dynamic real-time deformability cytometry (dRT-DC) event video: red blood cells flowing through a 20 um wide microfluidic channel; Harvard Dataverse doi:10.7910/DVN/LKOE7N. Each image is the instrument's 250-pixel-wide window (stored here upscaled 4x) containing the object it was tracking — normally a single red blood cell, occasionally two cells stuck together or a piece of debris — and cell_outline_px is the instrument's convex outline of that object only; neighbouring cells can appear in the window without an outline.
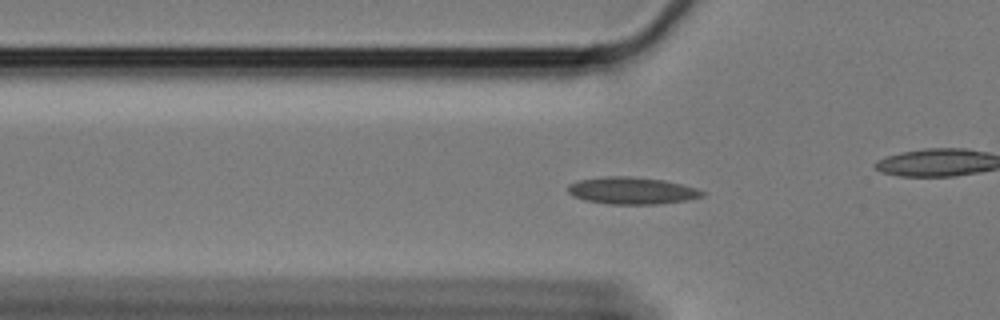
{"species": "Egyptian fruit bat (a non-hibernating species)", "species_latin": "Rousettus aegyptiacus", "temperature_condition": "cold", "stored_images_in_passage": 54, "camera_frame_rate_fps": 3000, "um_per_image_px": 0.085, "animal": {"sex": "female"}, "frame": {"image": 1, "passage_image": 19, "time_ms": 6.0, "image_size_px": [1000, 320], "cell_outline_px": [[704, 196], [688, 200], [660, 204], [608, 204], [584, 200], [572, 196], [568, 192], [568, 184], [580, 180], [604, 176], [636, 176], [664, 180], [696, 188], [704, 192]], "centroid_in_image_um": [53.7, 16.2], "position_along_channel_um": 72.1, "area_um2": 21.33}}
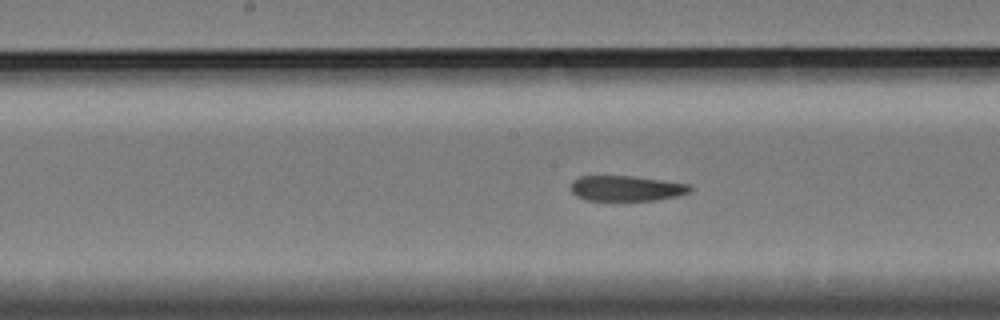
{"frame": {"image": 2, "passage_image": 30, "time_ms": 9.667, "image_size_px": [1000, 320], "cell_outline_px": [[692, 188], [688, 192], [676, 196], [652, 200], [588, 200], [576, 196], [572, 192], [572, 180], [580, 176], [632, 176], [692, 184]], "centroid_in_image_um": [53.24, 16.0], "position_along_channel_um": 195.0, "area_um2": 17.46}}
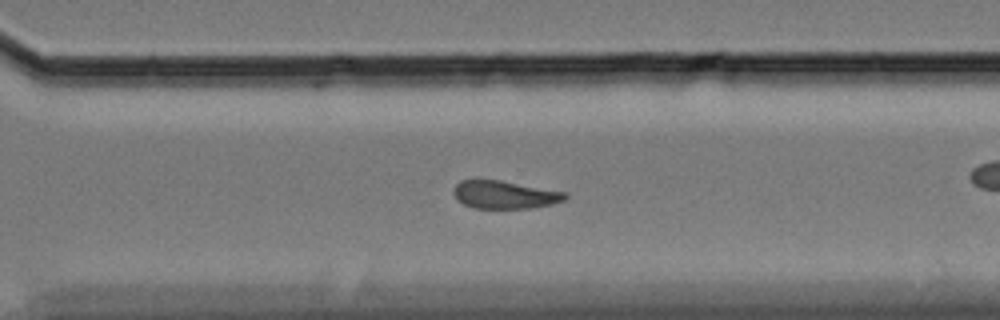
{"frame": {"image": 3, "passage_image": 42, "time_ms": 13.667, "image_size_px": [1000, 320], "cell_outline_px": [[568, 196], [564, 200], [552, 204], [532, 208], [472, 208], [456, 200], [452, 192], [452, 188], [460, 180], [500, 180], [568, 192]], "centroid_in_image_um": [42.88, 16.55], "position_along_channel_um": 327.7, "area_um2": 18.38}, "authors_computed_cell_mechanics": {"area_um2": 19.1029, "velocity_mm_per_s": 3.3297, "shape_relaxation_time_tau1_ms": null, "shape_relaxation_time_tau2_ms": 3.3845, "deformation_change_tau1": null, "deformation_change_tau2": 0.0828}}